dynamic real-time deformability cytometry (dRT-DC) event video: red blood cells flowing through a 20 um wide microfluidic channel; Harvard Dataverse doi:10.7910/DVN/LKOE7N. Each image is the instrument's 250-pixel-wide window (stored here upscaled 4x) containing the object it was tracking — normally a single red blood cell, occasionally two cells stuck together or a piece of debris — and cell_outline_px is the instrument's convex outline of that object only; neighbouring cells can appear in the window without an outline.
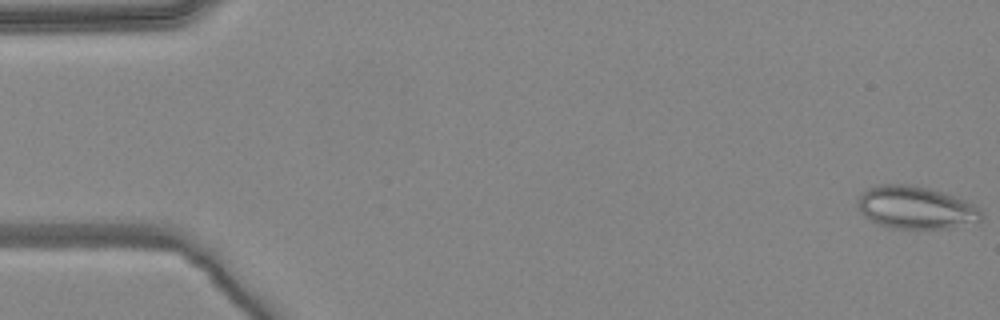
{"species": "common noctule bat (a hibernating species)", "species_latin": "Nyctalus noctula", "temperature_condition": "warm", "stored_images_in_passage": 6, "camera_frame_rate_fps": 3000, "um_per_image_px": 0.085, "animal": {"sex": "female", "body_mass_g": 24.6, "forearm_length_mm": 56.2}, "frame": {"image": 1, "passage_image": 1, "time_ms": 0.0, "image_size_px": [1000, 320], "cell_outline_px": [[984, 216], [980, 220], [944, 228], [892, 228], [880, 224], [864, 216], [856, 208], [856, 200], [868, 188], [876, 184], [908, 184], [928, 188], [944, 192], [964, 200], [980, 208]], "centroid_in_image_um": [77.79, 17.62], "position_along_channel_um": 7.2, "area_um2": 30.52}}